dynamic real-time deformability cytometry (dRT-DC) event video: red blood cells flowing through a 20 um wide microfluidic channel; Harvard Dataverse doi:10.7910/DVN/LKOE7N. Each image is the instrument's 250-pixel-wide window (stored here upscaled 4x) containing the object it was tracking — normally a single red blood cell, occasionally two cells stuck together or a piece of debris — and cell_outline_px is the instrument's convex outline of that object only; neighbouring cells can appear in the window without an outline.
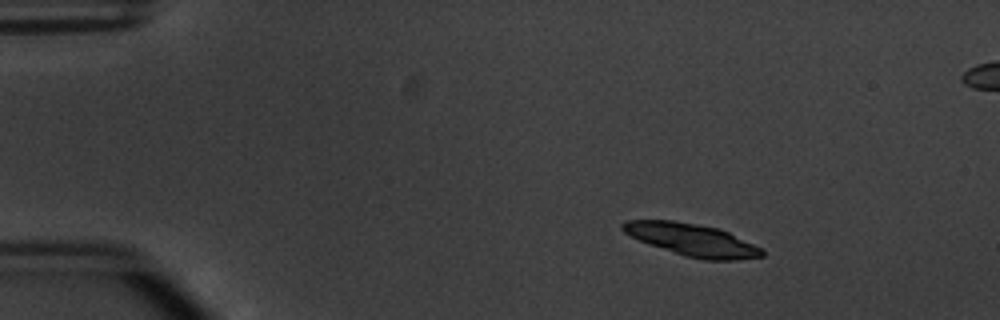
{"species": "common noctule bat (a hibernating species)", "species_latin": "Nyctalus noctula", "temperature_condition": "warm", "stored_images_in_passage": 47, "camera_frame_rate_fps": 3000, "um_per_image_px": 0.085, "animal": {"sex": "male", "body_mass_g": 20.1, "forearm_length_mm": 53.5}, "frame": {"image": 1, "passage_image": 1, "time_ms": 0.0, "image_size_px": [1000, 320], "cell_outline_px": [[764, 256], [736, 260], [704, 260], [684, 256], [640, 240], [624, 232], [620, 228], [620, 224], [624, 220], [672, 220], [696, 224], [716, 228], [728, 232], [764, 248]], "centroid_in_image_um": [58.85, 20.38], "position_along_channel_um": 26.2, "area_um2": 26.13}}
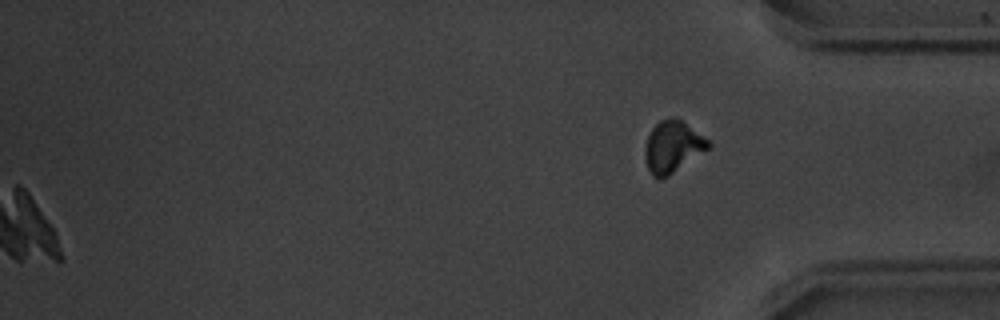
{"frame": {"image": 2, "passage_image": 47, "time_ms": 15.333, "image_size_px": [1000, 320], "cell_outline_px": [[712, 148], [668, 176], [660, 180], [656, 180], [652, 176], [648, 168], [644, 156], [644, 148], [648, 136], [652, 128], [660, 120], [672, 116], [676, 116], [708, 140], [712, 144]], "centroid_in_image_um": [57.18, 12.49], "position_along_channel_um": 378.0, "area_um2": 19.42}}